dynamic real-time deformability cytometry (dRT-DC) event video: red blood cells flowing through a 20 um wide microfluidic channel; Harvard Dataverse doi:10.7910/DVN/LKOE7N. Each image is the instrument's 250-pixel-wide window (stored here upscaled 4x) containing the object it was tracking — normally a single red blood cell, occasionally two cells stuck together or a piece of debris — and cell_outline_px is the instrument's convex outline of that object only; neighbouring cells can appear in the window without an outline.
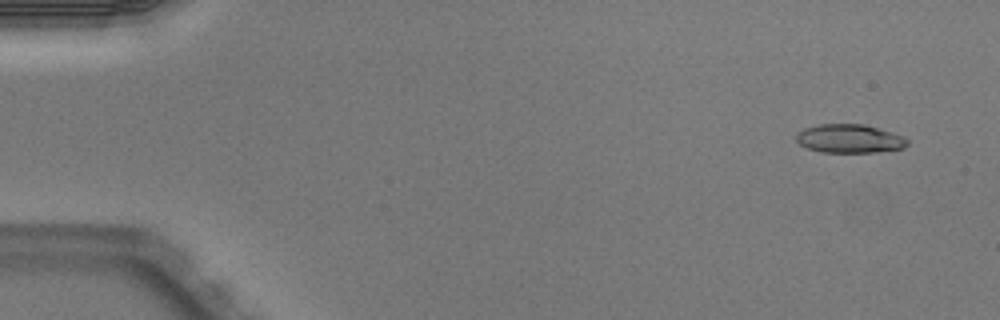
{"species": "Egyptian fruit bat (a non-hibernating species)", "species_latin": "Rousettus aegyptiacus", "temperature_condition": "warm", "stored_images_in_passage": 5, "camera_frame_rate_fps": 3000, "um_per_image_px": 0.085, "animal": {"sex": "male"}, "frame": {"image": 1, "passage_image": 1, "time_ms": 0.0, "image_size_px": [1000, 320], "cell_outline_px": [[908, 144], [904, 148], [876, 152], [820, 152], [808, 148], [800, 144], [796, 140], [796, 132], [804, 128], [820, 124], [864, 124], [892, 132], [908, 140]], "centroid_in_image_um": [72.18, 11.78], "position_along_channel_um": 12.8, "area_um2": 18.5}}
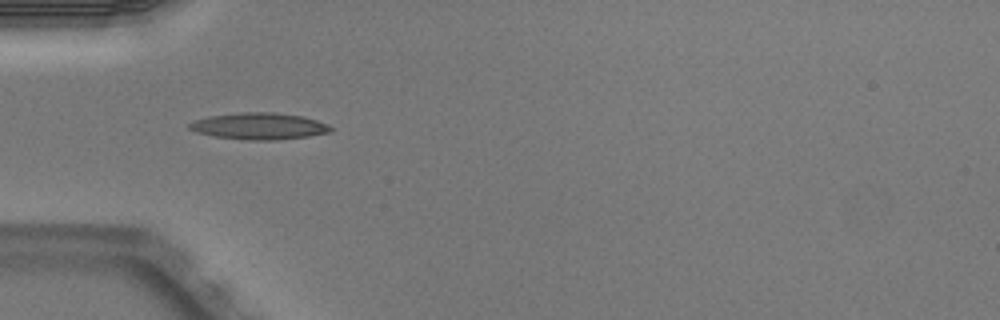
{"frame": {"image": 2, "passage_image": 4, "time_ms": 1.0, "image_size_px": [1000, 320], "cell_outline_px": [[332, 132], [308, 136], [272, 140], [248, 140], [212, 136], [196, 132], [188, 128], [188, 124], [196, 120], [208, 116], [244, 112], [272, 112], [304, 116], [328, 124], [332, 128]], "centroid_in_image_um": [22.03, 10.72], "position_along_channel_um": 63.0, "area_um2": 21.91}}